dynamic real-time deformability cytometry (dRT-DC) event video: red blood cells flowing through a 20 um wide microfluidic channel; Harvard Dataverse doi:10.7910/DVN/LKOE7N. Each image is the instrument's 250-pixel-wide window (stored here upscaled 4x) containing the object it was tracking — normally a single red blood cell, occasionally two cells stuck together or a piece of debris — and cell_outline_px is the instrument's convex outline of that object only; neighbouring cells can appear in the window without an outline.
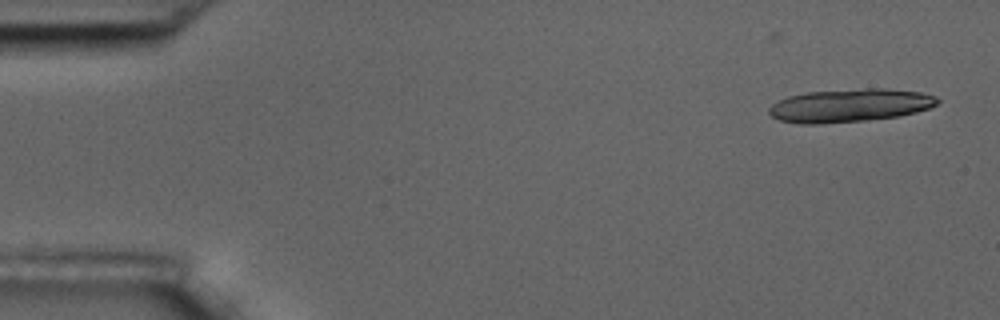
{"species": "common noctule bat (a hibernating species)", "species_latin": "Nyctalus noctula", "temperature_condition": "room temperature", "stored_images_in_passage": 6, "camera_frame_rate_fps": 3000, "um_per_image_px": 0.085, "animal": {"sex": "male", "body_mass_g": 17.5, "forearm_length_mm": 52.3}, "frame": {"image": 1, "passage_image": 1, "time_ms": 0.0, "image_size_px": [1000, 320], "cell_outline_px": [[940, 100], [936, 104], [928, 108], [916, 112], [896, 116], [864, 120], [820, 124], [796, 124], [780, 120], [772, 116], [768, 112], [768, 108], [772, 104], [788, 96], [808, 92], [864, 88], [884, 88], [920, 92], [936, 96]], "centroid_in_image_um": [72.2, 8.96], "position_along_channel_um": 12.8, "area_um2": 32.43}}